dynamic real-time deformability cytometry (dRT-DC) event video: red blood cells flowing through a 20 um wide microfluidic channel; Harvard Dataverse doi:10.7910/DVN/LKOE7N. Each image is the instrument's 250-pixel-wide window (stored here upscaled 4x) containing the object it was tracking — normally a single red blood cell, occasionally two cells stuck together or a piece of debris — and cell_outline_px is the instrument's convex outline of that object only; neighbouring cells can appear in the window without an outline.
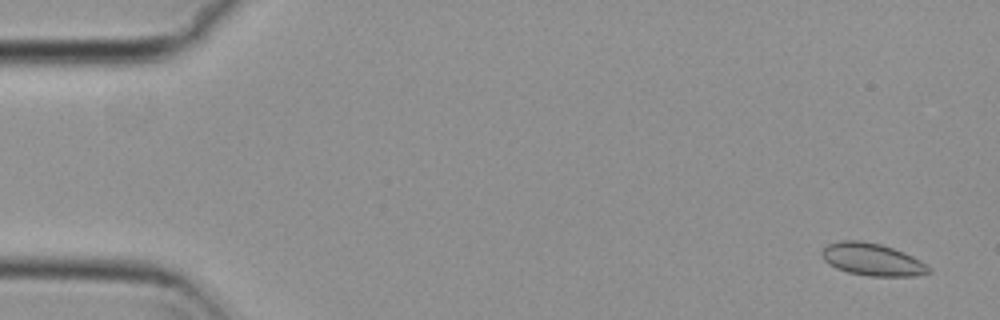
{"species": "common noctule bat (a hibernating species)", "species_latin": "Nyctalus noctula", "temperature_condition": "cold", "stored_images_in_passage": 56, "camera_frame_rate_fps": 3000, "um_per_image_px": 0.085, "animal": {"sex": "female", "body_mass_g": 29.2, "forearm_length_mm": 56.3}, "frame": {"image": 1, "passage_image": 3, "time_ms": 0.667, "image_size_px": [1000, 320], "cell_outline_px": [[932, 272], [916, 276], [868, 276], [848, 272], [836, 268], [824, 260], [820, 252], [828, 244], [840, 240], [860, 240], [880, 244], [904, 252], [920, 260], [932, 268]], "centroid_in_image_um": [74.16, 22.06], "position_along_channel_um": 10.8, "area_um2": 20.23}}
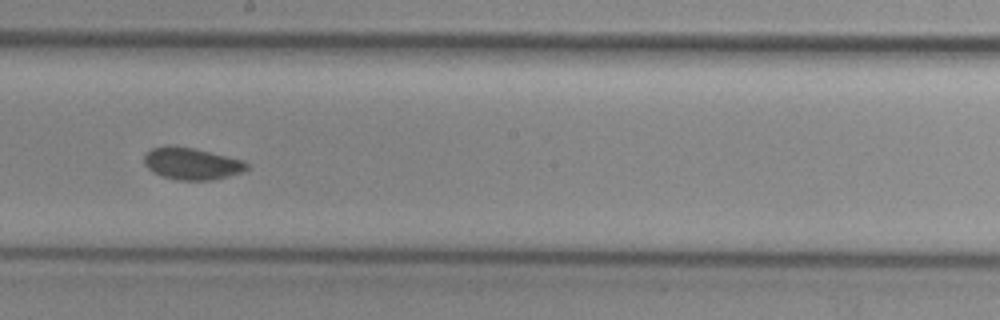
{"frame": {"image": 2, "passage_image": 32, "time_ms": 10.333, "image_size_px": [1000, 320], "cell_outline_px": [[248, 168], [240, 172], [228, 176], [212, 180], [176, 180], [152, 172], [144, 164], [144, 152], [152, 148], [192, 148], [244, 160], [248, 164]], "centroid_in_image_um": [16.3, 13.94], "position_along_channel_um": 231.9, "area_um2": 18.55}}
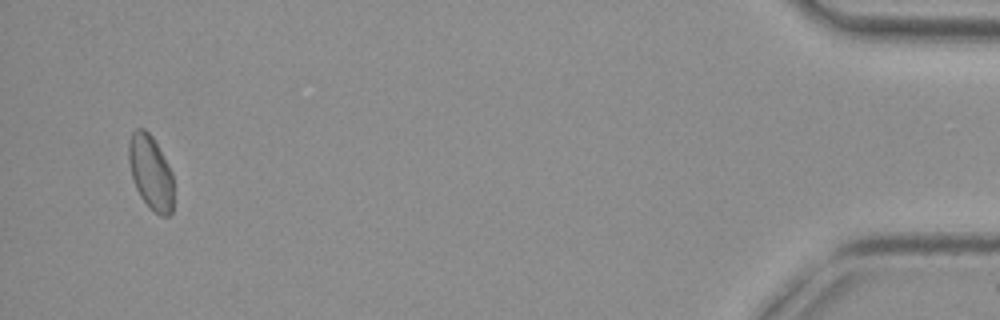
{"frame": {"image": 3, "passage_image": 54, "time_ms": 17.667, "image_size_px": [1000, 320], "cell_outline_px": [[172, 212], [168, 216], [160, 216], [140, 196], [136, 188], [132, 176], [128, 160], [128, 144], [132, 132], [136, 128], [144, 128], [152, 136], [168, 164], [172, 172]], "centroid_in_image_um": [12.79, 14.61], "position_along_channel_um": 422.4, "area_um2": 19.13}, "authors_computed_cell_mechanics": {"area_um2": 19.363, "velocity_mm_per_s": 3.7728, "shape_relaxation_time_tau1_ms": null, "shape_relaxation_time_tau2_ms": 3.4815, "deformation_change_tau1": null, "deformation_change_tau2": 0.0672}}